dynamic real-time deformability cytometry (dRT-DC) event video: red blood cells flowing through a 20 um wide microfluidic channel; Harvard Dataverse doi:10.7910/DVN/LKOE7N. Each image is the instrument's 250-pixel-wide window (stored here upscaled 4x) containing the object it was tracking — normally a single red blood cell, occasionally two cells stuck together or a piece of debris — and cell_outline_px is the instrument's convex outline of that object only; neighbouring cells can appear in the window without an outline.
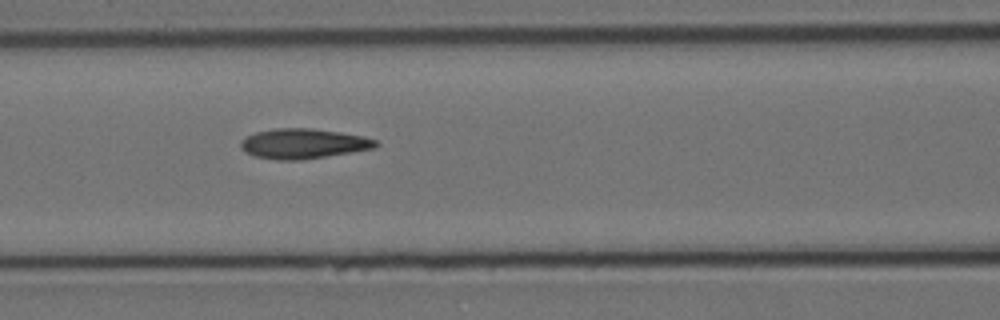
{"species": "Egyptian fruit bat (a non-hibernating species)", "species_latin": "Rousettus aegyptiacus", "temperature_condition": "cold", "stored_images_in_passage": 7, "camera_frame_rate_fps": 3000, "um_per_image_px": 0.085, "animal": {"sex": "female"}, "frame": {"image": 1, "passage_image": 7, "time_ms": 2.0, "image_size_px": [1000, 320], "cell_outline_px": [[380, 144], [376, 148], [300, 160], [276, 160], [256, 156], [244, 152], [240, 148], [240, 140], [256, 132], [276, 128], [312, 128], [340, 132], [364, 136], [376, 140]], "centroid_in_image_um": [25.78, 12.2], "position_along_channel_um": 140.8, "area_um2": 23.64}}